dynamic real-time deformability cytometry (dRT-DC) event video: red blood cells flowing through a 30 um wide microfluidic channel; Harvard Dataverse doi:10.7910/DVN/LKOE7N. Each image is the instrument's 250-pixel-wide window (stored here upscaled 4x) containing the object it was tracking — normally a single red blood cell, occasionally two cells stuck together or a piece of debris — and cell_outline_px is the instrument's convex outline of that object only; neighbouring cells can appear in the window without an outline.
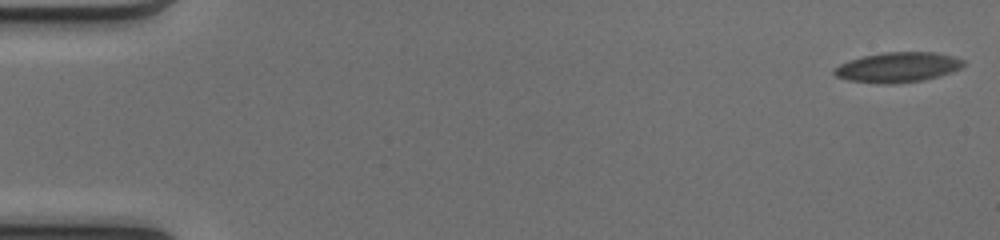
{"species": "common noctule bat (a hibernating species)", "species_latin": "Nyctalus noctula", "temperature_condition": "cold", "stored_images_in_passage": 52, "camera_frame_rate_fps": 3000, "um_per_image_px": 0.085, "animal": {"sex": "female", "body_mass_g": 17.0, "forearm_length_mm": 48.0}, "frame": {"image": 1, "passage_image": 1, "time_ms": 0.0, "image_size_px": [1000, 240], "cell_outline_px": [[964, 64], [960, 68], [952, 72], [940, 76], [924, 80], [896, 84], [876, 84], [848, 80], [836, 76], [832, 72], [832, 68], [848, 60], [860, 56], [884, 52], [936, 52], [952, 56], [964, 60]], "centroid_in_image_um": [76.27, 5.72], "position_along_channel_um": 8.7, "area_um2": 23.0}}
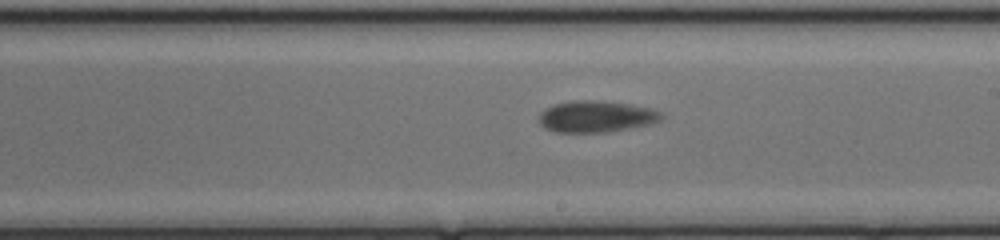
{"frame": {"image": 2, "passage_image": 30, "time_ms": 9.667, "image_size_px": [1000, 240], "cell_outline_px": [[664, 116], [660, 120], [652, 124], [608, 132], [556, 132], [544, 128], [540, 124], [540, 112], [544, 108], [552, 104], [572, 100], [592, 100], [628, 104], [652, 108], [660, 112]], "centroid_in_image_um": [50.66, 9.9], "position_along_channel_um": 238.3, "area_um2": 22.6}}
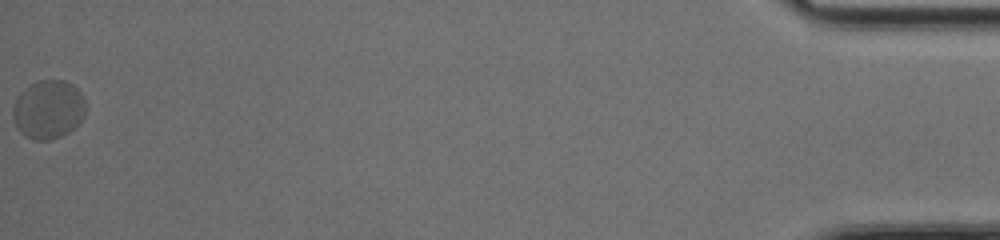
{"frame": {"image": 3, "passage_image": 52, "time_ms": 17.0, "image_size_px": [1000, 240], "cell_outline_px": [[84, 116], [68, 132], [60, 136], [48, 140], [32, 140], [24, 136], [16, 128], [12, 116], [12, 108], [20, 92], [32, 84], [40, 80], [64, 80], [72, 84], [80, 92], [84, 100]], "centroid_in_image_um": [4.07, 9.31], "position_along_channel_um": 431.1, "area_um2": 24.74}, "authors_computed_cell_mechanics": {"area_um2": 22.542, "velocity_mm_per_s": 4.0175, "shape_relaxation_time_tau1_ms": 4.0254, "shape_relaxation_time_tau2_ms": null, "deformation_change_tau1": 0.0762, "deformation_change_tau2": null}}